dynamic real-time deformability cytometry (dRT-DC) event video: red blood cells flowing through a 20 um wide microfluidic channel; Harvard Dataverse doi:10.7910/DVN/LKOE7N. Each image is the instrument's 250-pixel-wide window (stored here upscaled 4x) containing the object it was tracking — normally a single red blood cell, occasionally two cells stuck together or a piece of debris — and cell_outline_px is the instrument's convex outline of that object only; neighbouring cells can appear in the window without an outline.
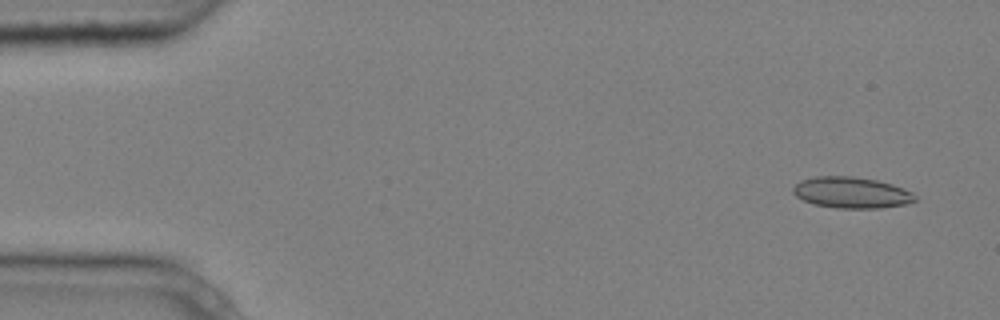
{"species": "common noctule bat (a hibernating species)", "species_latin": "Nyctalus noctula", "temperature_condition": "cold", "stored_images_in_passage": 10, "camera_frame_rate_fps": 3000, "um_per_image_px": 0.085, "animal": {"sex": "male", "body_mass_g": 20.4}, "frame": {"image": 1, "passage_image": 1, "time_ms": 0.0, "image_size_px": [1000, 320], "cell_outline_px": [[920, 200], [904, 204], [880, 208], [836, 208], [812, 204], [796, 196], [792, 192], [792, 188], [800, 180], [816, 176], [852, 176], [876, 180], [892, 184], [904, 188], [912, 192]], "centroid_in_image_um": [72.38, 16.37], "position_along_channel_um": 12.6, "area_um2": 22.31}}
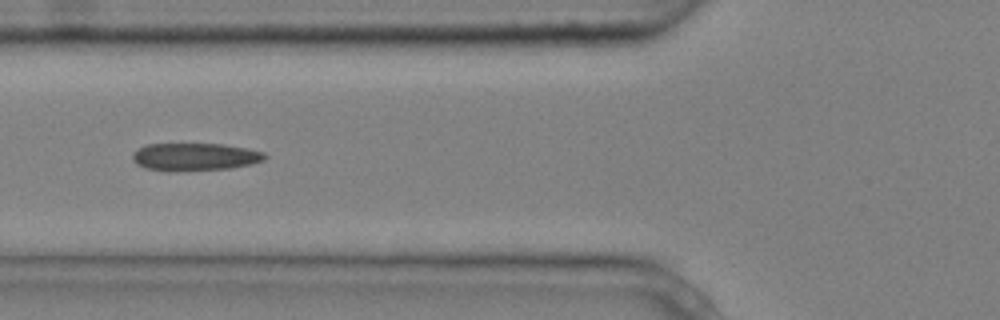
{"frame": {"image": 2, "passage_image": 5, "time_ms": 1.333, "image_size_px": [1000, 320], "cell_outline_px": [[268, 156], [264, 160], [252, 164], [232, 168], [176, 172], [168, 172], [144, 168], [136, 164], [132, 160], [132, 156], [140, 148], [148, 144], [224, 144], [264, 152]], "centroid_in_image_um": [16.57, 13.35], "position_along_channel_um": 109.2, "area_um2": 21.56}}
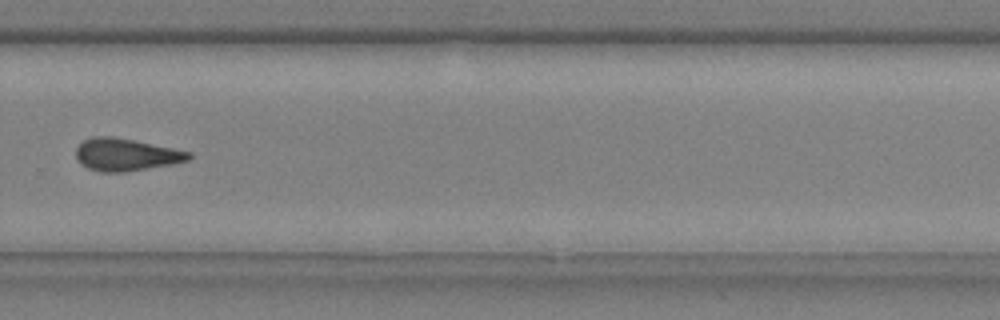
{"frame": {"image": 3, "passage_image": 10, "time_ms": 3.0, "image_size_px": [1000, 320], "cell_outline_px": [[192, 156], [188, 160], [172, 164], [124, 172], [104, 172], [88, 168], [80, 164], [76, 160], [76, 148], [84, 140], [92, 136], [112, 136], [192, 152]], "centroid_in_image_um": [10.67, 13.14], "position_along_channel_um": 319.1, "area_um2": 21.15}}